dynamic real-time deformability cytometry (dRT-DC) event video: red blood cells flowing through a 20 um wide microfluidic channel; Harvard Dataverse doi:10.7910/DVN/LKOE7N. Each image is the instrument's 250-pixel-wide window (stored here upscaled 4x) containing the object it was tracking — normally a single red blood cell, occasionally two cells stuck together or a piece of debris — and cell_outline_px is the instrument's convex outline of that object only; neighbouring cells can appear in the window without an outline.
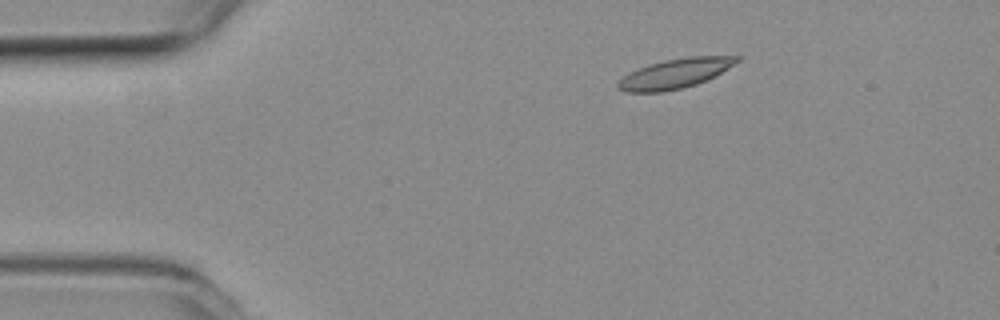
{"species": "common noctule bat (a hibernating species)", "species_latin": "Nyctalus noctula", "temperature_condition": "room temperature", "stored_images_in_passage": 4, "segment_of_instrument_passage": [1, 2], "camera_frame_rate_fps": 3000, "um_per_image_px": 0.085, "animal": {"sex": "female", "body_mass_g": 19.3, "forearm_length_mm": 54.1}, "frame": {"image": 1, "passage_image": 2, "time_ms": 0.333, "image_size_px": [1000, 320], "cell_outline_px": [[744, 56], [740, 60], [720, 72], [696, 84], [680, 88], [660, 92], [624, 92], [616, 84], [624, 76], [640, 68], [664, 60], [692, 56]], "centroid_in_image_um": [57.39, 6.24], "position_along_channel_um": 27.6, "area_um2": 19.88}}